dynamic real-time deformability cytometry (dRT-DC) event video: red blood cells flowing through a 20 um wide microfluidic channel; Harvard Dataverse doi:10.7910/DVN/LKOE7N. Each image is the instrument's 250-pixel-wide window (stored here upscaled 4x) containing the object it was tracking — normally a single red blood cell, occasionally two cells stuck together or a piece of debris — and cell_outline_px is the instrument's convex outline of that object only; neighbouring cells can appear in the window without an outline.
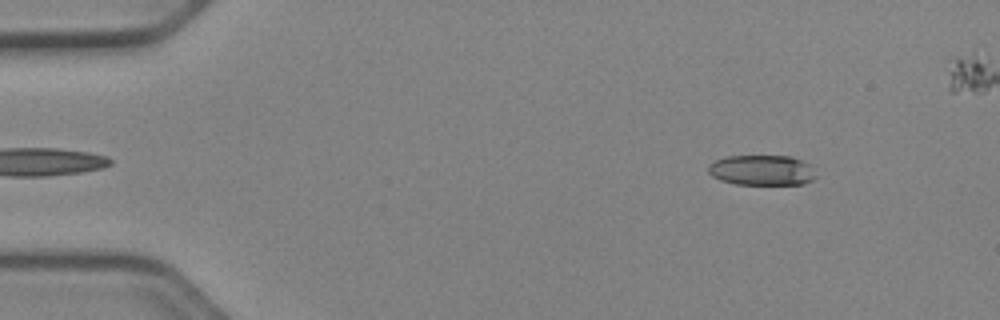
{"species": "Egyptian fruit bat (a non-hibernating species)", "species_latin": "Rousettus aegyptiacus", "temperature_condition": "cold", "stored_images_in_passage": 45, "camera_frame_rate_fps": 3000, "um_per_image_px": 0.085, "animal": {"sex": "female"}, "frame": {"image": 1, "passage_image": 3, "time_ms": 0.667, "image_size_px": [1000, 320], "cell_outline_px": [[816, 176], [812, 180], [804, 184], [736, 184], [720, 180], [712, 176], [708, 172], [708, 164], [716, 160], [728, 156], [792, 156], [808, 164]], "centroid_in_image_um": [64.73, 14.47], "position_along_channel_um": 20.3, "area_um2": 18.9}}
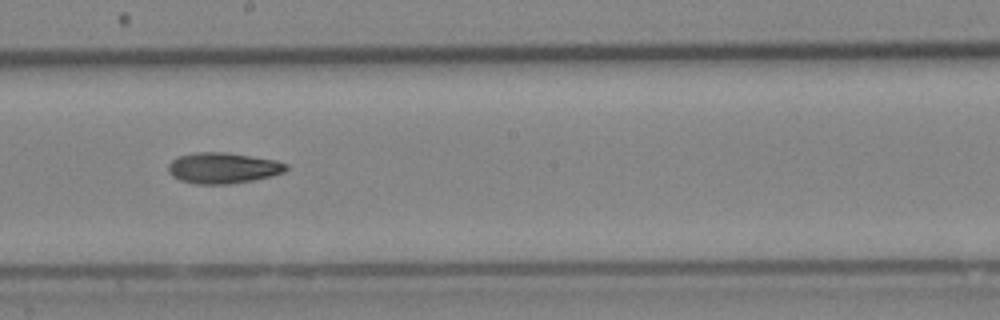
{"frame": {"image": 2, "passage_image": 26, "time_ms": 8.333, "image_size_px": [1000, 320], "cell_outline_px": [[288, 168], [284, 172], [272, 176], [252, 180], [228, 184], [196, 184], [180, 180], [172, 176], [168, 172], [168, 164], [176, 156], [196, 152], [228, 152], [276, 160], [288, 164]], "centroid_in_image_um": [18.94, 14.27], "position_along_channel_um": 229.3, "area_um2": 21.39}}
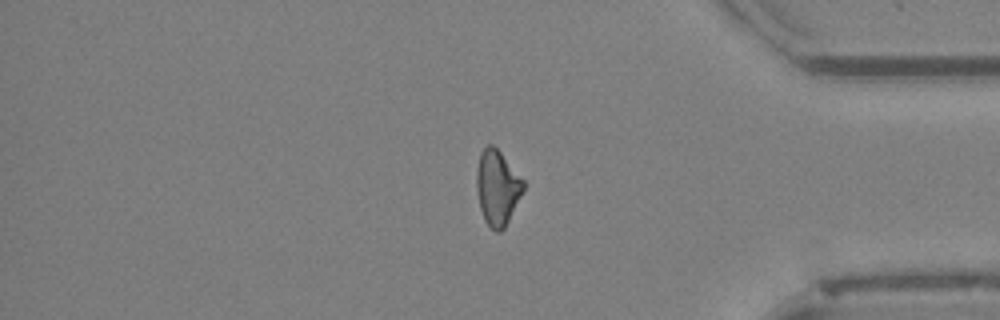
{"frame": {"image": 3, "passage_image": 40, "time_ms": 13.0, "image_size_px": [1000, 320], "cell_outline_px": [[524, 188], [504, 228], [500, 232], [496, 232], [484, 220], [480, 208], [476, 188], [476, 172], [480, 152], [488, 144], [492, 144], [500, 152], [524, 180]], "centroid_in_image_um": [42.25, 15.93], "position_along_channel_um": 393.0, "area_um2": 20.17}}